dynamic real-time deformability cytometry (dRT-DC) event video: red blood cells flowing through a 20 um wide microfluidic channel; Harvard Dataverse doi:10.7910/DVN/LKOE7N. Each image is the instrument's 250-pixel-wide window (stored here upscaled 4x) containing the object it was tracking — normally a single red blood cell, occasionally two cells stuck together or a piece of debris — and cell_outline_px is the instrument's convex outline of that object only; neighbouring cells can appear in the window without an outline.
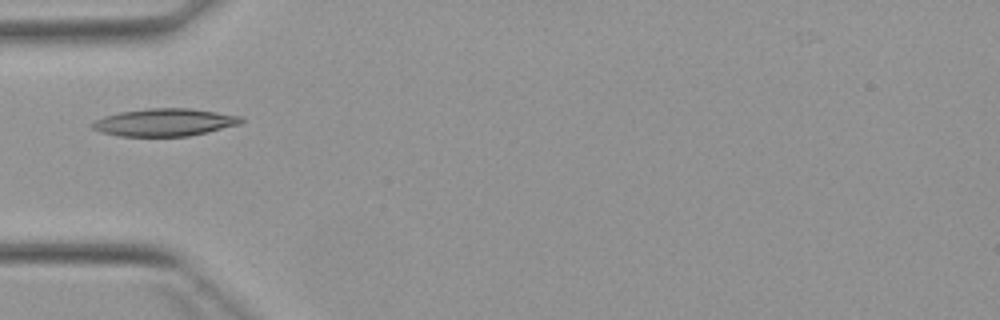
{"species": "Egyptian fruit bat (a non-hibernating species)", "species_latin": "Rousettus aegyptiacus", "temperature_condition": "warm", "stored_images_in_passage": 4, "camera_frame_rate_fps": 3000, "um_per_image_px": 0.085, "animal": {"sex": "female"}, "frame": {"image": 1, "passage_image": 4, "time_ms": 3.333, "image_size_px": [1000, 320], "cell_outline_px": [[244, 120], [240, 124], [208, 132], [188, 136], [120, 136], [100, 132], [92, 128], [88, 124], [104, 116], [120, 112], [148, 108], [188, 108], [244, 116]], "centroid_in_image_um": [13.99, 10.4], "position_along_channel_um": 71.0, "area_um2": 23.99}}